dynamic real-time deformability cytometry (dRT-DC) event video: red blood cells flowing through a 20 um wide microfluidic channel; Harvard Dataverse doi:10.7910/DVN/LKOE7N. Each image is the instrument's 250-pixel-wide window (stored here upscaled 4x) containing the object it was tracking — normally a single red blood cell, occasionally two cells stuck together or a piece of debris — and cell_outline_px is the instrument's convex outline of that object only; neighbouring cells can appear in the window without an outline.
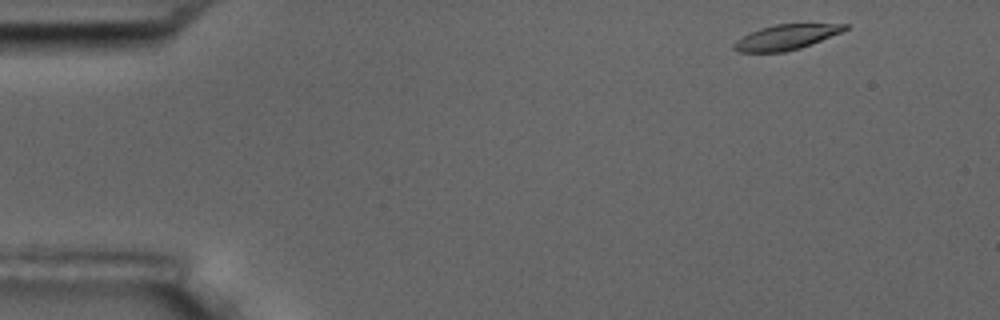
{"species": "common noctule bat (a hibernating species)", "species_latin": "Nyctalus noctula", "temperature_condition": "room temperature", "stored_images_in_passage": 4, "camera_frame_rate_fps": 3000, "um_per_image_px": 0.085, "animal": {"sex": "male", "body_mass_g": 17.5, "forearm_length_mm": 52.3}, "frame": {"image": 1, "passage_image": 1, "time_ms": 0.0, "image_size_px": [1000, 320], "cell_outline_px": [[848, 28], [840, 32], [812, 44], [800, 48], [784, 52], [740, 52], [732, 48], [732, 44], [736, 40], [760, 28], [776, 24], [848, 24]], "centroid_in_image_um": [66.79, 3.16], "position_along_channel_um": 18.2, "area_um2": 16.01}}
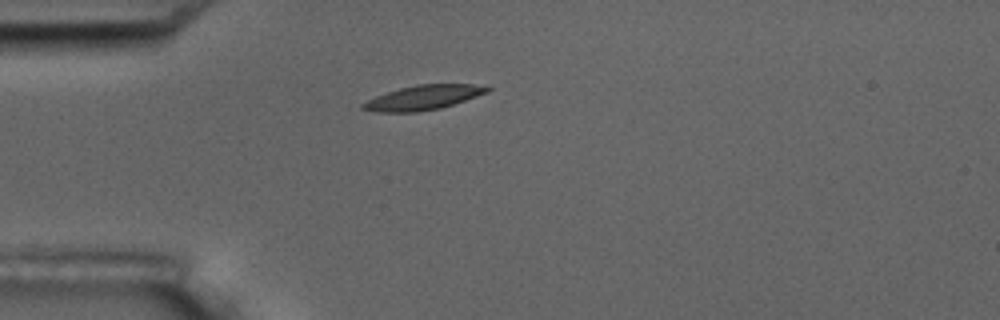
{"frame": {"image": 2, "passage_image": 4, "time_ms": 3.333, "image_size_px": [1000, 320], "cell_outline_px": [[492, 88], [488, 92], [440, 108], [416, 112], [372, 112], [360, 108], [360, 104], [376, 96], [400, 88], [416, 84], [488, 84]], "centroid_in_image_um": [35.98, 8.28], "position_along_channel_um": 49.0, "area_um2": 17.86}}